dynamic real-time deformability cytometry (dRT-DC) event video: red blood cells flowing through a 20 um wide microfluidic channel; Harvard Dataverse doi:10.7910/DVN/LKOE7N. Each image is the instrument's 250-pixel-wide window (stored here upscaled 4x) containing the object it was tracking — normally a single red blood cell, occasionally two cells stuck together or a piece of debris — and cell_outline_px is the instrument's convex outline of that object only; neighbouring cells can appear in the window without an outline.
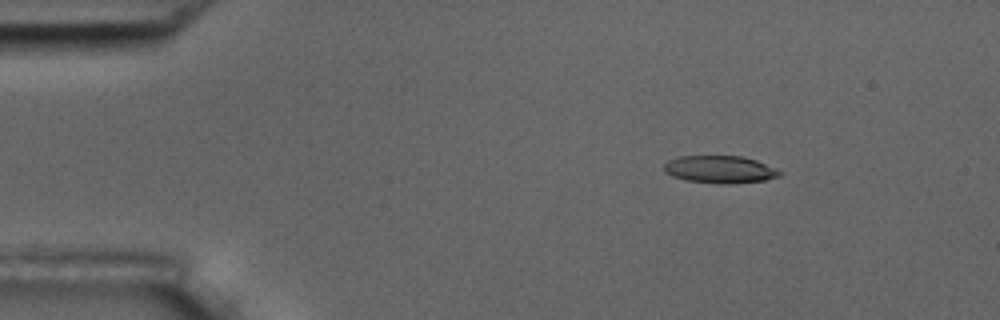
{"species": "common noctule bat (a hibernating species)", "species_latin": "Nyctalus noctula", "temperature_condition": "room temperature", "stored_images_in_passage": 15, "camera_frame_rate_fps": 3000, "um_per_image_px": 0.085, "animal": {"sex": "male", "body_mass_g": 17.5, "forearm_length_mm": 52.3}, "frame": {"image": 1, "passage_image": 3, "time_ms": 0.667, "image_size_px": [1000, 320], "cell_outline_px": [[784, 172], [780, 176], [764, 180], [728, 184], [724, 184], [688, 180], [672, 176], [664, 172], [664, 164], [668, 160], [676, 156], [740, 156], [756, 160]], "centroid_in_image_um": [61.18, 14.39], "position_along_channel_um": 23.8, "area_um2": 18.44}}
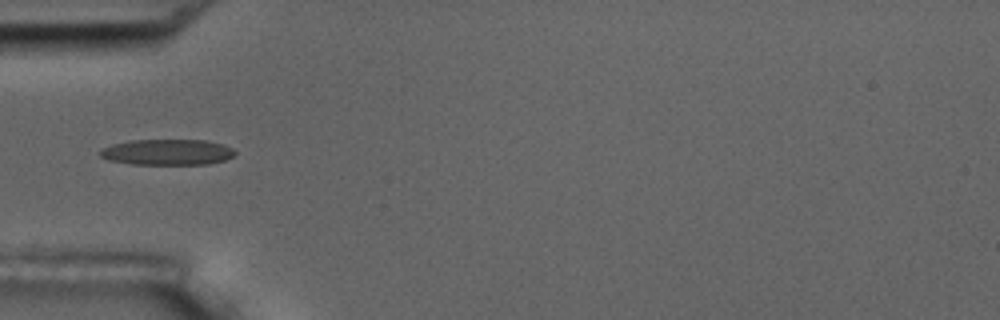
{"frame": {"image": 2, "passage_image": 5, "time_ms": 1.333, "image_size_px": [1000, 320], "cell_outline_px": [[236, 156], [224, 160], [208, 164], [132, 164], [108, 160], [100, 156], [100, 148], [112, 144], [132, 140], [204, 140], [224, 144], [232, 148], [236, 152]], "centroid_in_image_um": [14.23, 12.93], "position_along_channel_um": 70.8, "area_um2": 20.4}}
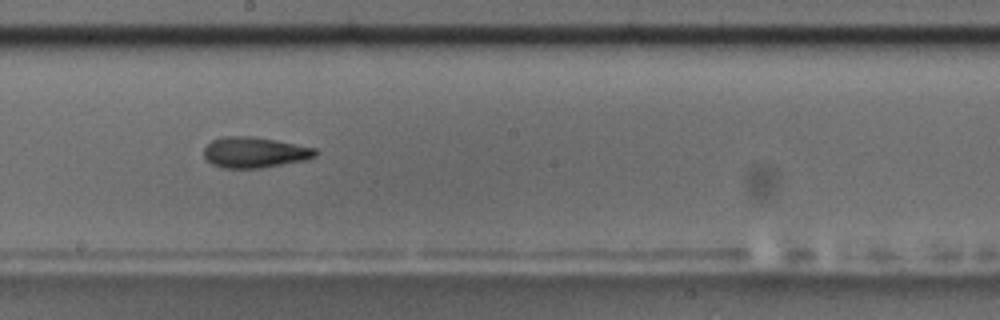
{"frame": {"image": 3, "passage_image": 9, "time_ms": 2.667, "image_size_px": [1000, 320], "cell_outline_px": [[316, 156], [304, 160], [260, 168], [224, 168], [212, 164], [204, 156], [204, 148], [212, 140], [224, 136], [252, 136], [276, 140], [316, 148]], "centroid_in_image_um": [21.63, 12.94], "position_along_channel_um": 226.6, "area_um2": 19.83}}